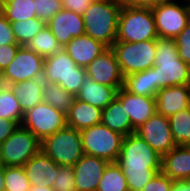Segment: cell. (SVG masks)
Returning a JSON list of instances; mask_svg holds the SVG:
<instances>
[{
  "label": "cell",
  "instance_id": "1",
  "mask_svg": "<svg viewBox=\"0 0 190 191\" xmlns=\"http://www.w3.org/2000/svg\"><path fill=\"white\" fill-rule=\"evenodd\" d=\"M162 157L138 134L124 136L116 163L127 179L128 188L141 191L161 172Z\"/></svg>",
  "mask_w": 190,
  "mask_h": 191
},
{
  "label": "cell",
  "instance_id": "2",
  "mask_svg": "<svg viewBox=\"0 0 190 191\" xmlns=\"http://www.w3.org/2000/svg\"><path fill=\"white\" fill-rule=\"evenodd\" d=\"M155 93L174 85H190V65L178 55L175 39H156V58L153 66Z\"/></svg>",
  "mask_w": 190,
  "mask_h": 191
},
{
  "label": "cell",
  "instance_id": "3",
  "mask_svg": "<svg viewBox=\"0 0 190 191\" xmlns=\"http://www.w3.org/2000/svg\"><path fill=\"white\" fill-rule=\"evenodd\" d=\"M120 1L92 2L83 14L85 34L112 47L116 42Z\"/></svg>",
  "mask_w": 190,
  "mask_h": 191
},
{
  "label": "cell",
  "instance_id": "4",
  "mask_svg": "<svg viewBox=\"0 0 190 191\" xmlns=\"http://www.w3.org/2000/svg\"><path fill=\"white\" fill-rule=\"evenodd\" d=\"M42 77L45 83L58 84L76 97L87 74L85 68L77 66L62 48L44 58Z\"/></svg>",
  "mask_w": 190,
  "mask_h": 191
},
{
  "label": "cell",
  "instance_id": "5",
  "mask_svg": "<svg viewBox=\"0 0 190 191\" xmlns=\"http://www.w3.org/2000/svg\"><path fill=\"white\" fill-rule=\"evenodd\" d=\"M157 38L152 9L122 6L116 41L136 43Z\"/></svg>",
  "mask_w": 190,
  "mask_h": 191
},
{
  "label": "cell",
  "instance_id": "6",
  "mask_svg": "<svg viewBox=\"0 0 190 191\" xmlns=\"http://www.w3.org/2000/svg\"><path fill=\"white\" fill-rule=\"evenodd\" d=\"M41 151L58 165L73 166L84 155L80 131L58 130L41 142Z\"/></svg>",
  "mask_w": 190,
  "mask_h": 191
},
{
  "label": "cell",
  "instance_id": "7",
  "mask_svg": "<svg viewBox=\"0 0 190 191\" xmlns=\"http://www.w3.org/2000/svg\"><path fill=\"white\" fill-rule=\"evenodd\" d=\"M85 155L116 162L121 152L124 135L102 123L80 131Z\"/></svg>",
  "mask_w": 190,
  "mask_h": 191
},
{
  "label": "cell",
  "instance_id": "8",
  "mask_svg": "<svg viewBox=\"0 0 190 191\" xmlns=\"http://www.w3.org/2000/svg\"><path fill=\"white\" fill-rule=\"evenodd\" d=\"M116 54L123 76L145 71L154 66L156 40L142 42L116 41L111 47Z\"/></svg>",
  "mask_w": 190,
  "mask_h": 191
},
{
  "label": "cell",
  "instance_id": "9",
  "mask_svg": "<svg viewBox=\"0 0 190 191\" xmlns=\"http://www.w3.org/2000/svg\"><path fill=\"white\" fill-rule=\"evenodd\" d=\"M1 163L4 166H23L41 151V141L29 130L19 125L2 143Z\"/></svg>",
  "mask_w": 190,
  "mask_h": 191
},
{
  "label": "cell",
  "instance_id": "10",
  "mask_svg": "<svg viewBox=\"0 0 190 191\" xmlns=\"http://www.w3.org/2000/svg\"><path fill=\"white\" fill-rule=\"evenodd\" d=\"M21 126L31 131L42 142L67 126L66 114L42 102L24 113Z\"/></svg>",
  "mask_w": 190,
  "mask_h": 191
},
{
  "label": "cell",
  "instance_id": "11",
  "mask_svg": "<svg viewBox=\"0 0 190 191\" xmlns=\"http://www.w3.org/2000/svg\"><path fill=\"white\" fill-rule=\"evenodd\" d=\"M174 0H163L152 8L158 37L175 39L190 20V6Z\"/></svg>",
  "mask_w": 190,
  "mask_h": 191
},
{
  "label": "cell",
  "instance_id": "12",
  "mask_svg": "<svg viewBox=\"0 0 190 191\" xmlns=\"http://www.w3.org/2000/svg\"><path fill=\"white\" fill-rule=\"evenodd\" d=\"M44 58L27 46H20L15 58L3 71L6 85L43 75Z\"/></svg>",
  "mask_w": 190,
  "mask_h": 191
},
{
  "label": "cell",
  "instance_id": "13",
  "mask_svg": "<svg viewBox=\"0 0 190 191\" xmlns=\"http://www.w3.org/2000/svg\"><path fill=\"white\" fill-rule=\"evenodd\" d=\"M161 157L176 147L172 137L169 118L162 114H153L136 131Z\"/></svg>",
  "mask_w": 190,
  "mask_h": 191
},
{
  "label": "cell",
  "instance_id": "14",
  "mask_svg": "<svg viewBox=\"0 0 190 191\" xmlns=\"http://www.w3.org/2000/svg\"><path fill=\"white\" fill-rule=\"evenodd\" d=\"M87 77L98 84L114 87L117 91L123 87L124 76L121 72L115 52L108 47L86 68Z\"/></svg>",
  "mask_w": 190,
  "mask_h": 191
},
{
  "label": "cell",
  "instance_id": "15",
  "mask_svg": "<svg viewBox=\"0 0 190 191\" xmlns=\"http://www.w3.org/2000/svg\"><path fill=\"white\" fill-rule=\"evenodd\" d=\"M109 163L105 159L84 154L72 166L77 191H96Z\"/></svg>",
  "mask_w": 190,
  "mask_h": 191
},
{
  "label": "cell",
  "instance_id": "16",
  "mask_svg": "<svg viewBox=\"0 0 190 191\" xmlns=\"http://www.w3.org/2000/svg\"><path fill=\"white\" fill-rule=\"evenodd\" d=\"M116 98L122 103L135 131L156 113V100L153 97L135 95L122 87L117 91Z\"/></svg>",
  "mask_w": 190,
  "mask_h": 191
},
{
  "label": "cell",
  "instance_id": "17",
  "mask_svg": "<svg viewBox=\"0 0 190 191\" xmlns=\"http://www.w3.org/2000/svg\"><path fill=\"white\" fill-rule=\"evenodd\" d=\"M46 25L62 48L73 38L85 34L83 15L65 9L60 10Z\"/></svg>",
  "mask_w": 190,
  "mask_h": 191
},
{
  "label": "cell",
  "instance_id": "18",
  "mask_svg": "<svg viewBox=\"0 0 190 191\" xmlns=\"http://www.w3.org/2000/svg\"><path fill=\"white\" fill-rule=\"evenodd\" d=\"M156 112L170 117L190 107V85H174L157 92Z\"/></svg>",
  "mask_w": 190,
  "mask_h": 191
},
{
  "label": "cell",
  "instance_id": "19",
  "mask_svg": "<svg viewBox=\"0 0 190 191\" xmlns=\"http://www.w3.org/2000/svg\"><path fill=\"white\" fill-rule=\"evenodd\" d=\"M23 168L31 186L41 187L45 185L52 188L59 165L40 151L29 159Z\"/></svg>",
  "mask_w": 190,
  "mask_h": 191
},
{
  "label": "cell",
  "instance_id": "20",
  "mask_svg": "<svg viewBox=\"0 0 190 191\" xmlns=\"http://www.w3.org/2000/svg\"><path fill=\"white\" fill-rule=\"evenodd\" d=\"M108 47L87 34L73 38L64 46V50L77 66L86 68L96 57Z\"/></svg>",
  "mask_w": 190,
  "mask_h": 191
},
{
  "label": "cell",
  "instance_id": "21",
  "mask_svg": "<svg viewBox=\"0 0 190 191\" xmlns=\"http://www.w3.org/2000/svg\"><path fill=\"white\" fill-rule=\"evenodd\" d=\"M161 171L171 180H190V146H176L162 157Z\"/></svg>",
  "mask_w": 190,
  "mask_h": 191
},
{
  "label": "cell",
  "instance_id": "22",
  "mask_svg": "<svg viewBox=\"0 0 190 191\" xmlns=\"http://www.w3.org/2000/svg\"><path fill=\"white\" fill-rule=\"evenodd\" d=\"M102 121V109L75 98L73 105L66 113L68 127L81 131Z\"/></svg>",
  "mask_w": 190,
  "mask_h": 191
},
{
  "label": "cell",
  "instance_id": "23",
  "mask_svg": "<svg viewBox=\"0 0 190 191\" xmlns=\"http://www.w3.org/2000/svg\"><path fill=\"white\" fill-rule=\"evenodd\" d=\"M44 83L41 76L8 85L19 101L23 113L43 102Z\"/></svg>",
  "mask_w": 190,
  "mask_h": 191
},
{
  "label": "cell",
  "instance_id": "24",
  "mask_svg": "<svg viewBox=\"0 0 190 191\" xmlns=\"http://www.w3.org/2000/svg\"><path fill=\"white\" fill-rule=\"evenodd\" d=\"M116 94L117 90L114 87L98 84L86 77L76 99L103 110L116 98Z\"/></svg>",
  "mask_w": 190,
  "mask_h": 191
},
{
  "label": "cell",
  "instance_id": "25",
  "mask_svg": "<svg viewBox=\"0 0 190 191\" xmlns=\"http://www.w3.org/2000/svg\"><path fill=\"white\" fill-rule=\"evenodd\" d=\"M101 123L124 136L135 133L122 103L117 98L102 110Z\"/></svg>",
  "mask_w": 190,
  "mask_h": 191
},
{
  "label": "cell",
  "instance_id": "26",
  "mask_svg": "<svg viewBox=\"0 0 190 191\" xmlns=\"http://www.w3.org/2000/svg\"><path fill=\"white\" fill-rule=\"evenodd\" d=\"M123 88L135 95L156 97L153 67L124 77Z\"/></svg>",
  "mask_w": 190,
  "mask_h": 191
},
{
  "label": "cell",
  "instance_id": "27",
  "mask_svg": "<svg viewBox=\"0 0 190 191\" xmlns=\"http://www.w3.org/2000/svg\"><path fill=\"white\" fill-rule=\"evenodd\" d=\"M0 12L9 22L37 17L34 0H4L0 3Z\"/></svg>",
  "mask_w": 190,
  "mask_h": 191
},
{
  "label": "cell",
  "instance_id": "28",
  "mask_svg": "<svg viewBox=\"0 0 190 191\" xmlns=\"http://www.w3.org/2000/svg\"><path fill=\"white\" fill-rule=\"evenodd\" d=\"M75 98L73 94L69 93L58 84L44 83L43 102L63 111L65 114L73 105Z\"/></svg>",
  "mask_w": 190,
  "mask_h": 191
},
{
  "label": "cell",
  "instance_id": "29",
  "mask_svg": "<svg viewBox=\"0 0 190 191\" xmlns=\"http://www.w3.org/2000/svg\"><path fill=\"white\" fill-rule=\"evenodd\" d=\"M169 123L176 146H190V107L170 116Z\"/></svg>",
  "mask_w": 190,
  "mask_h": 191
},
{
  "label": "cell",
  "instance_id": "30",
  "mask_svg": "<svg viewBox=\"0 0 190 191\" xmlns=\"http://www.w3.org/2000/svg\"><path fill=\"white\" fill-rule=\"evenodd\" d=\"M27 47L43 58H47L62 49L47 25L30 41Z\"/></svg>",
  "mask_w": 190,
  "mask_h": 191
},
{
  "label": "cell",
  "instance_id": "31",
  "mask_svg": "<svg viewBox=\"0 0 190 191\" xmlns=\"http://www.w3.org/2000/svg\"><path fill=\"white\" fill-rule=\"evenodd\" d=\"M128 188L127 179L116 162H110L100 179L96 191H123Z\"/></svg>",
  "mask_w": 190,
  "mask_h": 191
},
{
  "label": "cell",
  "instance_id": "32",
  "mask_svg": "<svg viewBox=\"0 0 190 191\" xmlns=\"http://www.w3.org/2000/svg\"><path fill=\"white\" fill-rule=\"evenodd\" d=\"M14 37L20 46H27L30 41L46 27V23L39 18L10 22Z\"/></svg>",
  "mask_w": 190,
  "mask_h": 191
},
{
  "label": "cell",
  "instance_id": "33",
  "mask_svg": "<svg viewBox=\"0 0 190 191\" xmlns=\"http://www.w3.org/2000/svg\"><path fill=\"white\" fill-rule=\"evenodd\" d=\"M24 113L19 101L8 85L0 87V118L16 121L21 125Z\"/></svg>",
  "mask_w": 190,
  "mask_h": 191
},
{
  "label": "cell",
  "instance_id": "34",
  "mask_svg": "<svg viewBox=\"0 0 190 191\" xmlns=\"http://www.w3.org/2000/svg\"><path fill=\"white\" fill-rule=\"evenodd\" d=\"M31 189L23 166H5L4 191H29Z\"/></svg>",
  "mask_w": 190,
  "mask_h": 191
},
{
  "label": "cell",
  "instance_id": "35",
  "mask_svg": "<svg viewBox=\"0 0 190 191\" xmlns=\"http://www.w3.org/2000/svg\"><path fill=\"white\" fill-rule=\"evenodd\" d=\"M52 189L54 191H77L72 166L59 165L58 171L54 176Z\"/></svg>",
  "mask_w": 190,
  "mask_h": 191
},
{
  "label": "cell",
  "instance_id": "36",
  "mask_svg": "<svg viewBox=\"0 0 190 191\" xmlns=\"http://www.w3.org/2000/svg\"><path fill=\"white\" fill-rule=\"evenodd\" d=\"M37 18L46 24L63 9L62 0H34Z\"/></svg>",
  "mask_w": 190,
  "mask_h": 191
},
{
  "label": "cell",
  "instance_id": "37",
  "mask_svg": "<svg viewBox=\"0 0 190 191\" xmlns=\"http://www.w3.org/2000/svg\"><path fill=\"white\" fill-rule=\"evenodd\" d=\"M179 58L190 65V20L184 30L175 38Z\"/></svg>",
  "mask_w": 190,
  "mask_h": 191
},
{
  "label": "cell",
  "instance_id": "38",
  "mask_svg": "<svg viewBox=\"0 0 190 191\" xmlns=\"http://www.w3.org/2000/svg\"><path fill=\"white\" fill-rule=\"evenodd\" d=\"M173 180L162 171L156 173L141 191H171Z\"/></svg>",
  "mask_w": 190,
  "mask_h": 191
},
{
  "label": "cell",
  "instance_id": "39",
  "mask_svg": "<svg viewBox=\"0 0 190 191\" xmlns=\"http://www.w3.org/2000/svg\"><path fill=\"white\" fill-rule=\"evenodd\" d=\"M18 44L12 30L11 23L0 12V46Z\"/></svg>",
  "mask_w": 190,
  "mask_h": 191
},
{
  "label": "cell",
  "instance_id": "40",
  "mask_svg": "<svg viewBox=\"0 0 190 191\" xmlns=\"http://www.w3.org/2000/svg\"><path fill=\"white\" fill-rule=\"evenodd\" d=\"M19 44H8L0 46V69L4 71L15 58L19 50Z\"/></svg>",
  "mask_w": 190,
  "mask_h": 191
},
{
  "label": "cell",
  "instance_id": "41",
  "mask_svg": "<svg viewBox=\"0 0 190 191\" xmlns=\"http://www.w3.org/2000/svg\"><path fill=\"white\" fill-rule=\"evenodd\" d=\"M90 0H62L63 9L83 15L90 8Z\"/></svg>",
  "mask_w": 190,
  "mask_h": 191
},
{
  "label": "cell",
  "instance_id": "42",
  "mask_svg": "<svg viewBox=\"0 0 190 191\" xmlns=\"http://www.w3.org/2000/svg\"><path fill=\"white\" fill-rule=\"evenodd\" d=\"M19 126L16 121L0 118V144H2Z\"/></svg>",
  "mask_w": 190,
  "mask_h": 191
},
{
  "label": "cell",
  "instance_id": "43",
  "mask_svg": "<svg viewBox=\"0 0 190 191\" xmlns=\"http://www.w3.org/2000/svg\"><path fill=\"white\" fill-rule=\"evenodd\" d=\"M122 6L152 9L163 0H119Z\"/></svg>",
  "mask_w": 190,
  "mask_h": 191
},
{
  "label": "cell",
  "instance_id": "44",
  "mask_svg": "<svg viewBox=\"0 0 190 191\" xmlns=\"http://www.w3.org/2000/svg\"><path fill=\"white\" fill-rule=\"evenodd\" d=\"M171 191H190V180L173 181Z\"/></svg>",
  "mask_w": 190,
  "mask_h": 191
},
{
  "label": "cell",
  "instance_id": "45",
  "mask_svg": "<svg viewBox=\"0 0 190 191\" xmlns=\"http://www.w3.org/2000/svg\"><path fill=\"white\" fill-rule=\"evenodd\" d=\"M4 170L5 166L0 163V191H4Z\"/></svg>",
  "mask_w": 190,
  "mask_h": 191
},
{
  "label": "cell",
  "instance_id": "46",
  "mask_svg": "<svg viewBox=\"0 0 190 191\" xmlns=\"http://www.w3.org/2000/svg\"><path fill=\"white\" fill-rule=\"evenodd\" d=\"M29 191H54L52 188L47 186H31V189Z\"/></svg>",
  "mask_w": 190,
  "mask_h": 191
},
{
  "label": "cell",
  "instance_id": "47",
  "mask_svg": "<svg viewBox=\"0 0 190 191\" xmlns=\"http://www.w3.org/2000/svg\"><path fill=\"white\" fill-rule=\"evenodd\" d=\"M6 85L3 78V71L0 69V87Z\"/></svg>",
  "mask_w": 190,
  "mask_h": 191
},
{
  "label": "cell",
  "instance_id": "48",
  "mask_svg": "<svg viewBox=\"0 0 190 191\" xmlns=\"http://www.w3.org/2000/svg\"><path fill=\"white\" fill-rule=\"evenodd\" d=\"M91 2L119 1V0H90Z\"/></svg>",
  "mask_w": 190,
  "mask_h": 191
},
{
  "label": "cell",
  "instance_id": "49",
  "mask_svg": "<svg viewBox=\"0 0 190 191\" xmlns=\"http://www.w3.org/2000/svg\"><path fill=\"white\" fill-rule=\"evenodd\" d=\"M123 191H133V190H131L130 188H127V189H125Z\"/></svg>",
  "mask_w": 190,
  "mask_h": 191
},
{
  "label": "cell",
  "instance_id": "50",
  "mask_svg": "<svg viewBox=\"0 0 190 191\" xmlns=\"http://www.w3.org/2000/svg\"><path fill=\"white\" fill-rule=\"evenodd\" d=\"M184 1H186L188 3V5L190 6V0H184Z\"/></svg>",
  "mask_w": 190,
  "mask_h": 191
},
{
  "label": "cell",
  "instance_id": "51",
  "mask_svg": "<svg viewBox=\"0 0 190 191\" xmlns=\"http://www.w3.org/2000/svg\"><path fill=\"white\" fill-rule=\"evenodd\" d=\"M0 163H1V147H0Z\"/></svg>",
  "mask_w": 190,
  "mask_h": 191
}]
</instances>
